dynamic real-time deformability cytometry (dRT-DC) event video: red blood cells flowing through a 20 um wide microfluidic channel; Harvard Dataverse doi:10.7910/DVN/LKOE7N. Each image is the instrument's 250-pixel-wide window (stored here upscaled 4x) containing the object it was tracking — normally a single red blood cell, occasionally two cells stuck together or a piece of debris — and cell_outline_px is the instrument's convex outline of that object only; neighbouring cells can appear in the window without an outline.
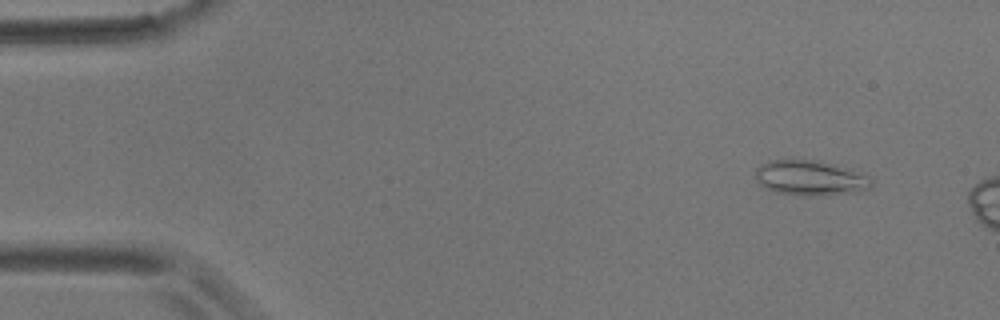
{"species": "common noctule bat (a hibernating species)", "species_latin": "Nyctalus noctula", "temperature_condition": "room temperature", "stored_images_in_passage": 4, "camera_frame_rate_fps": 3000, "um_per_image_px": 0.085, "animal": {"sex": "male", "body_mass_g": 17.9}, "frame": {"image": 1, "passage_image": 2, "time_ms": 1.0, "image_size_px": [1000, 320], "cell_outline_px": [[872, 184], [868, 188], [860, 192], [824, 196], [804, 196], [776, 192], [764, 188], [756, 180], [756, 168], [760, 164], [768, 160], [820, 160], [872, 176]], "centroid_in_image_um": [68.89, 15.14], "position_along_channel_um": 16.1, "area_um2": 24.1}}